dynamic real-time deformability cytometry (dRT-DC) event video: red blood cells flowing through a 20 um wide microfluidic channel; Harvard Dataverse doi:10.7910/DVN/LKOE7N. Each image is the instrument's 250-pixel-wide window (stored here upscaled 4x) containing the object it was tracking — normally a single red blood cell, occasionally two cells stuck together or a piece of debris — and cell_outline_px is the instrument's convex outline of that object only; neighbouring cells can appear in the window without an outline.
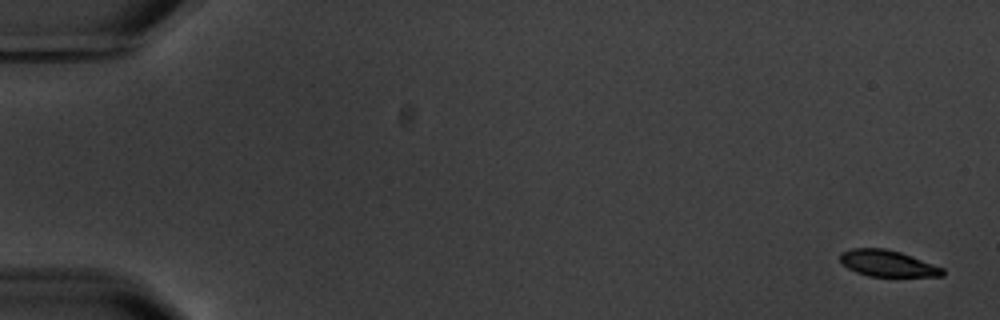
{"species": "common noctule bat (a hibernating species)", "species_latin": "Nyctalus noctula", "temperature_condition": "warm", "stored_images_in_passage": 5, "camera_frame_rate_fps": 3000, "um_per_image_px": 0.085, "animal": {"sex": "male", "body_mass_g": 20.1, "forearm_length_mm": 53.5}, "frame": {"image": 1, "passage_image": 1, "time_ms": 0.0, "image_size_px": [1000, 320], "cell_outline_px": [[944, 276], [868, 276], [856, 272], [848, 268], [840, 260], [840, 252], [852, 248], [884, 248], [900, 252], [944, 268]], "centroid_in_image_um": [75.43, 22.38], "position_along_channel_um": 9.6, "area_um2": 15.61}}
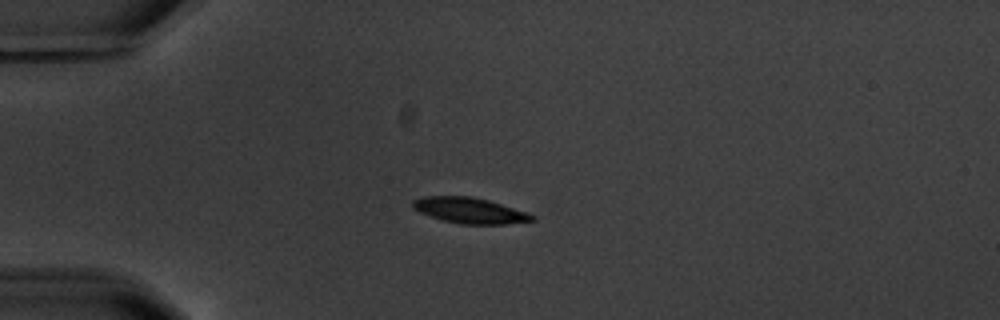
{"frame": {"image": 2, "passage_image": 5, "time_ms": 4.667, "image_size_px": [1000, 320], "cell_outline_px": [[536, 220], [504, 224], [460, 224], [444, 220], [420, 212], [412, 208], [412, 200], [424, 196], [472, 196], [488, 200], [528, 212], [536, 216]], "centroid_in_image_um": [39.95, 17.88], "position_along_channel_um": 45.1, "area_um2": 17.86}}